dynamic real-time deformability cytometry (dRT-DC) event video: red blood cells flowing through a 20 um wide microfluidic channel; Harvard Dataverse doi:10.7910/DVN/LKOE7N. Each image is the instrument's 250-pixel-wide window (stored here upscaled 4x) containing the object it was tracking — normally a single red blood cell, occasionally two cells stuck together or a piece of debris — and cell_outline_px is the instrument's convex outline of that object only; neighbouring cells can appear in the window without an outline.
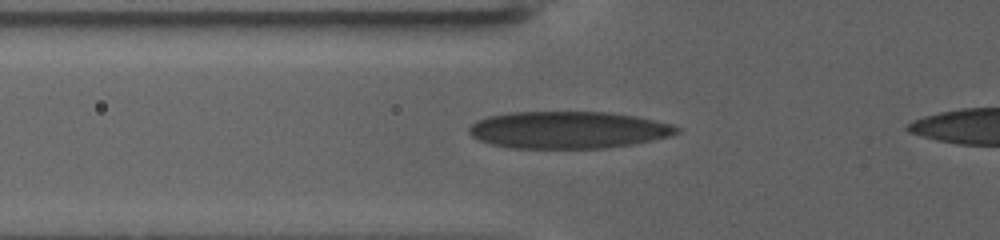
{"species": "human", "species_latin": "Homo sapiens", "temperature_condition": "warm", "stored_images_in_passage": 43, "camera_frame_rate_fps": 3000, "um_per_image_px": 0.085, "donor": {"sex": "female"}, "frame": {"image": 1, "passage_image": 3, "time_ms": 0.667, "image_size_px": [1000, 240], "cell_outline_px": [[680, 132], [672, 136], [632, 144], [604, 148], [508, 148], [492, 144], [480, 140], [472, 136], [468, 132], [468, 128], [476, 120], [488, 116], [508, 112], [608, 112], [636, 116], [672, 124], [680, 128]], "centroid_in_image_um": [48.3, 11.04], "position_along_channel_um": 77.5, "area_um2": 45.08}}
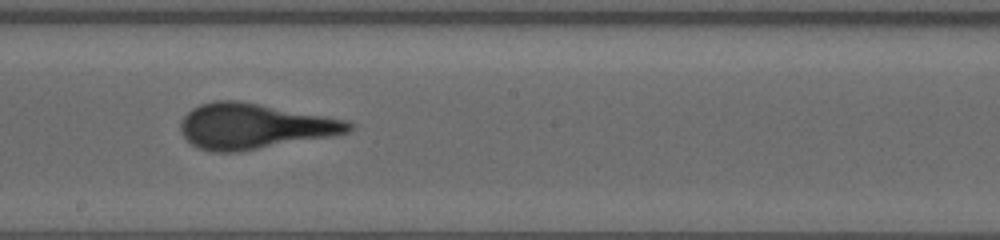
{"frame": {"image": 2, "passage_image": 19, "time_ms": 6.0, "image_size_px": [1000, 240], "cell_outline_px": [[352, 128], [348, 132], [336, 136], [236, 152], [212, 152], [200, 148], [192, 144], [180, 132], [180, 124], [184, 116], [192, 108], [200, 104], [216, 100], [236, 100], [348, 120], [352, 124]], "centroid_in_image_um": [21.6, 10.73], "position_along_channel_um": 226.6, "area_um2": 44.33}}
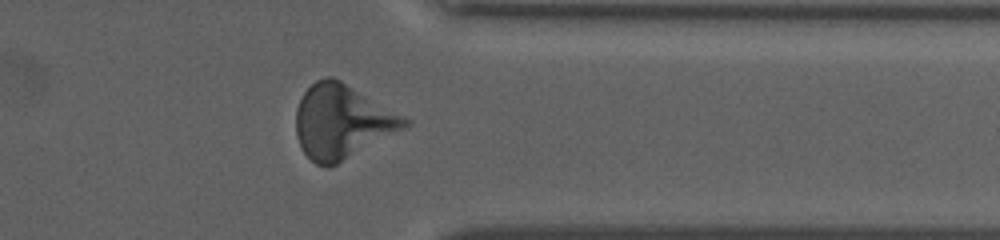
{"frame": {"image": 3, "passage_image": 36, "time_ms": 11.667, "image_size_px": [1000, 240], "cell_outline_px": [[412, 124], [336, 164], [328, 168], [316, 164], [300, 148], [296, 136], [296, 108], [304, 92], [316, 80], [328, 76], [332, 76], [340, 80], [412, 120]], "centroid_in_image_um": [29.06, 10.34], "position_along_channel_um": 382.3, "area_um2": 46.47}}